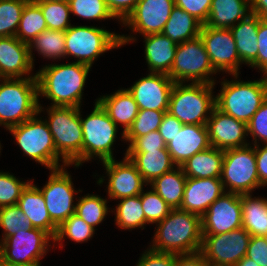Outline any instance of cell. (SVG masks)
Listing matches in <instances>:
<instances>
[{"instance_id": "1", "label": "cell", "mask_w": 267, "mask_h": 266, "mask_svg": "<svg viewBox=\"0 0 267 266\" xmlns=\"http://www.w3.org/2000/svg\"><path fill=\"white\" fill-rule=\"evenodd\" d=\"M90 69L91 66L79 62L45 65L35 73L38 96L51 100V106L80 108Z\"/></svg>"}, {"instance_id": "2", "label": "cell", "mask_w": 267, "mask_h": 266, "mask_svg": "<svg viewBox=\"0 0 267 266\" xmlns=\"http://www.w3.org/2000/svg\"><path fill=\"white\" fill-rule=\"evenodd\" d=\"M156 228L150 249L176 255L200 252L203 237L201 216L172 209Z\"/></svg>"}, {"instance_id": "3", "label": "cell", "mask_w": 267, "mask_h": 266, "mask_svg": "<svg viewBox=\"0 0 267 266\" xmlns=\"http://www.w3.org/2000/svg\"><path fill=\"white\" fill-rule=\"evenodd\" d=\"M0 125L9 128L40 114L38 83L36 77L1 78Z\"/></svg>"}, {"instance_id": "4", "label": "cell", "mask_w": 267, "mask_h": 266, "mask_svg": "<svg viewBox=\"0 0 267 266\" xmlns=\"http://www.w3.org/2000/svg\"><path fill=\"white\" fill-rule=\"evenodd\" d=\"M223 80L221 91L215 97L216 107L246 124L267 99V76L255 81ZM236 79V80H235Z\"/></svg>"}, {"instance_id": "5", "label": "cell", "mask_w": 267, "mask_h": 266, "mask_svg": "<svg viewBox=\"0 0 267 266\" xmlns=\"http://www.w3.org/2000/svg\"><path fill=\"white\" fill-rule=\"evenodd\" d=\"M131 41H136L133 35H120L95 26L71 25L65 31L66 56H72L77 59L76 62L91 67L102 53L120 48Z\"/></svg>"}, {"instance_id": "6", "label": "cell", "mask_w": 267, "mask_h": 266, "mask_svg": "<svg viewBox=\"0 0 267 266\" xmlns=\"http://www.w3.org/2000/svg\"><path fill=\"white\" fill-rule=\"evenodd\" d=\"M50 107V108H49ZM47 109L49 130L57 153L69 165L79 167L83 163V131L78 107L49 106Z\"/></svg>"}, {"instance_id": "7", "label": "cell", "mask_w": 267, "mask_h": 266, "mask_svg": "<svg viewBox=\"0 0 267 266\" xmlns=\"http://www.w3.org/2000/svg\"><path fill=\"white\" fill-rule=\"evenodd\" d=\"M215 84L174 83L168 113L183 124L206 125L216 106L212 89Z\"/></svg>"}, {"instance_id": "8", "label": "cell", "mask_w": 267, "mask_h": 266, "mask_svg": "<svg viewBox=\"0 0 267 266\" xmlns=\"http://www.w3.org/2000/svg\"><path fill=\"white\" fill-rule=\"evenodd\" d=\"M37 116L39 115L36 114L21 124L9 128V132L24 154L49 170L69 166L65 160L60 159L47 122ZM59 161L63 162L61 166Z\"/></svg>"}, {"instance_id": "9", "label": "cell", "mask_w": 267, "mask_h": 266, "mask_svg": "<svg viewBox=\"0 0 267 266\" xmlns=\"http://www.w3.org/2000/svg\"><path fill=\"white\" fill-rule=\"evenodd\" d=\"M50 240L53 241L54 238L40 228L18 230L0 243V265H40L41 258L51 246Z\"/></svg>"}, {"instance_id": "10", "label": "cell", "mask_w": 267, "mask_h": 266, "mask_svg": "<svg viewBox=\"0 0 267 266\" xmlns=\"http://www.w3.org/2000/svg\"><path fill=\"white\" fill-rule=\"evenodd\" d=\"M83 131V163L96 157L101 160H113L112 147L116 141L118 126L107 112L96 101L93 111L86 117H81Z\"/></svg>"}, {"instance_id": "11", "label": "cell", "mask_w": 267, "mask_h": 266, "mask_svg": "<svg viewBox=\"0 0 267 266\" xmlns=\"http://www.w3.org/2000/svg\"><path fill=\"white\" fill-rule=\"evenodd\" d=\"M200 35L177 45L175 59L168 77L175 83L216 84V74Z\"/></svg>"}, {"instance_id": "12", "label": "cell", "mask_w": 267, "mask_h": 266, "mask_svg": "<svg viewBox=\"0 0 267 266\" xmlns=\"http://www.w3.org/2000/svg\"><path fill=\"white\" fill-rule=\"evenodd\" d=\"M221 181L224 189H229L227 192L239 195L251 194L261 187L254 145L224 151Z\"/></svg>"}, {"instance_id": "13", "label": "cell", "mask_w": 267, "mask_h": 266, "mask_svg": "<svg viewBox=\"0 0 267 266\" xmlns=\"http://www.w3.org/2000/svg\"><path fill=\"white\" fill-rule=\"evenodd\" d=\"M250 233L243 227L216 235H203L200 253L208 263L235 266L247 252Z\"/></svg>"}, {"instance_id": "14", "label": "cell", "mask_w": 267, "mask_h": 266, "mask_svg": "<svg viewBox=\"0 0 267 266\" xmlns=\"http://www.w3.org/2000/svg\"><path fill=\"white\" fill-rule=\"evenodd\" d=\"M67 166L50 170L47 184L40 189L52 222L59 227L67 218L75 214V193L71 175L65 170Z\"/></svg>"}, {"instance_id": "15", "label": "cell", "mask_w": 267, "mask_h": 266, "mask_svg": "<svg viewBox=\"0 0 267 266\" xmlns=\"http://www.w3.org/2000/svg\"><path fill=\"white\" fill-rule=\"evenodd\" d=\"M200 37L205 45L211 64L216 72L239 74L240 61L236 43L229 28H214L203 25Z\"/></svg>"}, {"instance_id": "16", "label": "cell", "mask_w": 267, "mask_h": 266, "mask_svg": "<svg viewBox=\"0 0 267 266\" xmlns=\"http://www.w3.org/2000/svg\"><path fill=\"white\" fill-rule=\"evenodd\" d=\"M241 195L225 192L201 216L202 234L216 235L242 227Z\"/></svg>"}, {"instance_id": "17", "label": "cell", "mask_w": 267, "mask_h": 266, "mask_svg": "<svg viewBox=\"0 0 267 266\" xmlns=\"http://www.w3.org/2000/svg\"><path fill=\"white\" fill-rule=\"evenodd\" d=\"M174 7V0H139L122 24L143 36L162 33Z\"/></svg>"}, {"instance_id": "18", "label": "cell", "mask_w": 267, "mask_h": 266, "mask_svg": "<svg viewBox=\"0 0 267 266\" xmlns=\"http://www.w3.org/2000/svg\"><path fill=\"white\" fill-rule=\"evenodd\" d=\"M174 83L166 74L150 73L127 90L133 96L139 110L168 111Z\"/></svg>"}, {"instance_id": "19", "label": "cell", "mask_w": 267, "mask_h": 266, "mask_svg": "<svg viewBox=\"0 0 267 266\" xmlns=\"http://www.w3.org/2000/svg\"><path fill=\"white\" fill-rule=\"evenodd\" d=\"M108 176L107 193L110 199H123L140 195L144 185H148L136 166L125 156L122 161L101 162Z\"/></svg>"}, {"instance_id": "20", "label": "cell", "mask_w": 267, "mask_h": 266, "mask_svg": "<svg viewBox=\"0 0 267 266\" xmlns=\"http://www.w3.org/2000/svg\"><path fill=\"white\" fill-rule=\"evenodd\" d=\"M211 147L220 150L234 149L251 145L245 141L247 124L223 113L216 106L206 123Z\"/></svg>"}, {"instance_id": "21", "label": "cell", "mask_w": 267, "mask_h": 266, "mask_svg": "<svg viewBox=\"0 0 267 266\" xmlns=\"http://www.w3.org/2000/svg\"><path fill=\"white\" fill-rule=\"evenodd\" d=\"M225 192L221 178H187L180 210L202 216Z\"/></svg>"}, {"instance_id": "22", "label": "cell", "mask_w": 267, "mask_h": 266, "mask_svg": "<svg viewBox=\"0 0 267 266\" xmlns=\"http://www.w3.org/2000/svg\"><path fill=\"white\" fill-rule=\"evenodd\" d=\"M33 67L29 44L16 36L0 37V78L36 77L30 75Z\"/></svg>"}, {"instance_id": "23", "label": "cell", "mask_w": 267, "mask_h": 266, "mask_svg": "<svg viewBox=\"0 0 267 266\" xmlns=\"http://www.w3.org/2000/svg\"><path fill=\"white\" fill-rule=\"evenodd\" d=\"M211 147L206 125L184 124L166 148L176 166H182L196 153Z\"/></svg>"}, {"instance_id": "24", "label": "cell", "mask_w": 267, "mask_h": 266, "mask_svg": "<svg viewBox=\"0 0 267 266\" xmlns=\"http://www.w3.org/2000/svg\"><path fill=\"white\" fill-rule=\"evenodd\" d=\"M17 206L34 228H40L55 237L58 227L49 216L40 188L33 184L32 180L22 190Z\"/></svg>"}, {"instance_id": "25", "label": "cell", "mask_w": 267, "mask_h": 266, "mask_svg": "<svg viewBox=\"0 0 267 266\" xmlns=\"http://www.w3.org/2000/svg\"><path fill=\"white\" fill-rule=\"evenodd\" d=\"M143 37L149 73L168 75L175 59L177 44L162 33L148 34Z\"/></svg>"}, {"instance_id": "26", "label": "cell", "mask_w": 267, "mask_h": 266, "mask_svg": "<svg viewBox=\"0 0 267 266\" xmlns=\"http://www.w3.org/2000/svg\"><path fill=\"white\" fill-rule=\"evenodd\" d=\"M96 101L117 126L118 124L123 125L122 139L124 140V134L131 127L139 111L133 96L123 88L114 94L101 96Z\"/></svg>"}, {"instance_id": "27", "label": "cell", "mask_w": 267, "mask_h": 266, "mask_svg": "<svg viewBox=\"0 0 267 266\" xmlns=\"http://www.w3.org/2000/svg\"><path fill=\"white\" fill-rule=\"evenodd\" d=\"M124 154L136 166L147 184L176 167L167 148Z\"/></svg>"}, {"instance_id": "28", "label": "cell", "mask_w": 267, "mask_h": 266, "mask_svg": "<svg viewBox=\"0 0 267 266\" xmlns=\"http://www.w3.org/2000/svg\"><path fill=\"white\" fill-rule=\"evenodd\" d=\"M261 18L250 13L246 18L230 28L232 31L240 61L250 66L257 59L258 26Z\"/></svg>"}, {"instance_id": "29", "label": "cell", "mask_w": 267, "mask_h": 266, "mask_svg": "<svg viewBox=\"0 0 267 266\" xmlns=\"http://www.w3.org/2000/svg\"><path fill=\"white\" fill-rule=\"evenodd\" d=\"M250 13V0H212L210 13L204 25L230 29Z\"/></svg>"}, {"instance_id": "30", "label": "cell", "mask_w": 267, "mask_h": 266, "mask_svg": "<svg viewBox=\"0 0 267 266\" xmlns=\"http://www.w3.org/2000/svg\"><path fill=\"white\" fill-rule=\"evenodd\" d=\"M224 151L210 147L196 153L181 167L187 178H221Z\"/></svg>"}, {"instance_id": "31", "label": "cell", "mask_w": 267, "mask_h": 266, "mask_svg": "<svg viewBox=\"0 0 267 266\" xmlns=\"http://www.w3.org/2000/svg\"><path fill=\"white\" fill-rule=\"evenodd\" d=\"M187 177L181 166L164 173L149 185L170 206L180 209Z\"/></svg>"}, {"instance_id": "32", "label": "cell", "mask_w": 267, "mask_h": 266, "mask_svg": "<svg viewBox=\"0 0 267 266\" xmlns=\"http://www.w3.org/2000/svg\"><path fill=\"white\" fill-rule=\"evenodd\" d=\"M203 24L186 11L175 6L165 24L162 34L175 44H181L200 35Z\"/></svg>"}, {"instance_id": "33", "label": "cell", "mask_w": 267, "mask_h": 266, "mask_svg": "<svg viewBox=\"0 0 267 266\" xmlns=\"http://www.w3.org/2000/svg\"><path fill=\"white\" fill-rule=\"evenodd\" d=\"M242 227L251 236H263L267 233V198L241 195Z\"/></svg>"}, {"instance_id": "34", "label": "cell", "mask_w": 267, "mask_h": 266, "mask_svg": "<svg viewBox=\"0 0 267 266\" xmlns=\"http://www.w3.org/2000/svg\"><path fill=\"white\" fill-rule=\"evenodd\" d=\"M65 32L59 30H44L37 35L29 44V54L32 65L34 66L33 49L37 50L40 55L48 59H61L66 57L65 49Z\"/></svg>"}, {"instance_id": "35", "label": "cell", "mask_w": 267, "mask_h": 266, "mask_svg": "<svg viewBox=\"0 0 267 266\" xmlns=\"http://www.w3.org/2000/svg\"><path fill=\"white\" fill-rule=\"evenodd\" d=\"M115 210V225L118 228L135 229L146 225L145 213L142 207L141 194L133 197L120 199Z\"/></svg>"}, {"instance_id": "36", "label": "cell", "mask_w": 267, "mask_h": 266, "mask_svg": "<svg viewBox=\"0 0 267 266\" xmlns=\"http://www.w3.org/2000/svg\"><path fill=\"white\" fill-rule=\"evenodd\" d=\"M44 30H47V24L40 6L28 1L22 12L16 37L20 41L30 44Z\"/></svg>"}, {"instance_id": "37", "label": "cell", "mask_w": 267, "mask_h": 266, "mask_svg": "<svg viewBox=\"0 0 267 266\" xmlns=\"http://www.w3.org/2000/svg\"><path fill=\"white\" fill-rule=\"evenodd\" d=\"M108 209L107 199L99 195L87 194L77 199L75 214L95 229V226L100 224L110 212Z\"/></svg>"}, {"instance_id": "38", "label": "cell", "mask_w": 267, "mask_h": 266, "mask_svg": "<svg viewBox=\"0 0 267 266\" xmlns=\"http://www.w3.org/2000/svg\"><path fill=\"white\" fill-rule=\"evenodd\" d=\"M95 230L97 229L88 225L82 218L72 214L58 227L53 243L61 244L60 241H63L66 236L76 243L87 242L91 237L93 238Z\"/></svg>"}, {"instance_id": "39", "label": "cell", "mask_w": 267, "mask_h": 266, "mask_svg": "<svg viewBox=\"0 0 267 266\" xmlns=\"http://www.w3.org/2000/svg\"><path fill=\"white\" fill-rule=\"evenodd\" d=\"M29 0H0V37L16 36L21 15Z\"/></svg>"}, {"instance_id": "40", "label": "cell", "mask_w": 267, "mask_h": 266, "mask_svg": "<svg viewBox=\"0 0 267 266\" xmlns=\"http://www.w3.org/2000/svg\"><path fill=\"white\" fill-rule=\"evenodd\" d=\"M46 20L47 29L66 31L71 23L69 22L70 8L65 1H43L37 3Z\"/></svg>"}, {"instance_id": "41", "label": "cell", "mask_w": 267, "mask_h": 266, "mask_svg": "<svg viewBox=\"0 0 267 266\" xmlns=\"http://www.w3.org/2000/svg\"><path fill=\"white\" fill-rule=\"evenodd\" d=\"M166 112L147 109L139 110L131 127L124 134V141L130 143L136 137H141L152 131L159 130V126Z\"/></svg>"}, {"instance_id": "42", "label": "cell", "mask_w": 267, "mask_h": 266, "mask_svg": "<svg viewBox=\"0 0 267 266\" xmlns=\"http://www.w3.org/2000/svg\"><path fill=\"white\" fill-rule=\"evenodd\" d=\"M0 227L4 231L0 243L7 237L14 235L18 230L33 228L17 205L0 207Z\"/></svg>"}, {"instance_id": "43", "label": "cell", "mask_w": 267, "mask_h": 266, "mask_svg": "<svg viewBox=\"0 0 267 266\" xmlns=\"http://www.w3.org/2000/svg\"><path fill=\"white\" fill-rule=\"evenodd\" d=\"M68 4L71 13L81 18L88 20L114 19L105 0H69Z\"/></svg>"}, {"instance_id": "44", "label": "cell", "mask_w": 267, "mask_h": 266, "mask_svg": "<svg viewBox=\"0 0 267 266\" xmlns=\"http://www.w3.org/2000/svg\"><path fill=\"white\" fill-rule=\"evenodd\" d=\"M142 207L145 213L146 224L161 222L172 210L170 206L151 188L141 193Z\"/></svg>"}, {"instance_id": "45", "label": "cell", "mask_w": 267, "mask_h": 266, "mask_svg": "<svg viewBox=\"0 0 267 266\" xmlns=\"http://www.w3.org/2000/svg\"><path fill=\"white\" fill-rule=\"evenodd\" d=\"M30 181H20L9 172H0V207L17 205L22 190Z\"/></svg>"}, {"instance_id": "46", "label": "cell", "mask_w": 267, "mask_h": 266, "mask_svg": "<svg viewBox=\"0 0 267 266\" xmlns=\"http://www.w3.org/2000/svg\"><path fill=\"white\" fill-rule=\"evenodd\" d=\"M247 134L253 137L254 146L259 145V141L267 144V99L247 123Z\"/></svg>"}, {"instance_id": "47", "label": "cell", "mask_w": 267, "mask_h": 266, "mask_svg": "<svg viewBox=\"0 0 267 266\" xmlns=\"http://www.w3.org/2000/svg\"><path fill=\"white\" fill-rule=\"evenodd\" d=\"M128 145L126 152H148V150L166 149V143L158 130L136 137Z\"/></svg>"}, {"instance_id": "48", "label": "cell", "mask_w": 267, "mask_h": 266, "mask_svg": "<svg viewBox=\"0 0 267 266\" xmlns=\"http://www.w3.org/2000/svg\"><path fill=\"white\" fill-rule=\"evenodd\" d=\"M175 6L195 17L203 25L206 23L212 0H174Z\"/></svg>"}, {"instance_id": "49", "label": "cell", "mask_w": 267, "mask_h": 266, "mask_svg": "<svg viewBox=\"0 0 267 266\" xmlns=\"http://www.w3.org/2000/svg\"><path fill=\"white\" fill-rule=\"evenodd\" d=\"M258 52L257 59L250 65L262 71L263 76H267V21L261 19L257 32Z\"/></svg>"}, {"instance_id": "50", "label": "cell", "mask_w": 267, "mask_h": 266, "mask_svg": "<svg viewBox=\"0 0 267 266\" xmlns=\"http://www.w3.org/2000/svg\"><path fill=\"white\" fill-rule=\"evenodd\" d=\"M136 266H176V254L158 252L148 248Z\"/></svg>"}, {"instance_id": "51", "label": "cell", "mask_w": 267, "mask_h": 266, "mask_svg": "<svg viewBox=\"0 0 267 266\" xmlns=\"http://www.w3.org/2000/svg\"><path fill=\"white\" fill-rule=\"evenodd\" d=\"M245 256L259 266H267V243L262 236H251Z\"/></svg>"}, {"instance_id": "52", "label": "cell", "mask_w": 267, "mask_h": 266, "mask_svg": "<svg viewBox=\"0 0 267 266\" xmlns=\"http://www.w3.org/2000/svg\"><path fill=\"white\" fill-rule=\"evenodd\" d=\"M139 0H105L106 6L115 19L122 23L135 9Z\"/></svg>"}, {"instance_id": "53", "label": "cell", "mask_w": 267, "mask_h": 266, "mask_svg": "<svg viewBox=\"0 0 267 266\" xmlns=\"http://www.w3.org/2000/svg\"><path fill=\"white\" fill-rule=\"evenodd\" d=\"M183 125L184 124L181 123L176 117L166 112L158 131L167 144L173 140V137L177 134V132H180Z\"/></svg>"}, {"instance_id": "54", "label": "cell", "mask_w": 267, "mask_h": 266, "mask_svg": "<svg viewBox=\"0 0 267 266\" xmlns=\"http://www.w3.org/2000/svg\"><path fill=\"white\" fill-rule=\"evenodd\" d=\"M254 146L258 178L261 187L267 186V144Z\"/></svg>"}, {"instance_id": "55", "label": "cell", "mask_w": 267, "mask_h": 266, "mask_svg": "<svg viewBox=\"0 0 267 266\" xmlns=\"http://www.w3.org/2000/svg\"><path fill=\"white\" fill-rule=\"evenodd\" d=\"M176 266H208L200 252L176 255Z\"/></svg>"}, {"instance_id": "56", "label": "cell", "mask_w": 267, "mask_h": 266, "mask_svg": "<svg viewBox=\"0 0 267 266\" xmlns=\"http://www.w3.org/2000/svg\"><path fill=\"white\" fill-rule=\"evenodd\" d=\"M251 13L267 21V0H250Z\"/></svg>"}, {"instance_id": "57", "label": "cell", "mask_w": 267, "mask_h": 266, "mask_svg": "<svg viewBox=\"0 0 267 266\" xmlns=\"http://www.w3.org/2000/svg\"><path fill=\"white\" fill-rule=\"evenodd\" d=\"M235 266H259L254 260L244 256Z\"/></svg>"}, {"instance_id": "58", "label": "cell", "mask_w": 267, "mask_h": 266, "mask_svg": "<svg viewBox=\"0 0 267 266\" xmlns=\"http://www.w3.org/2000/svg\"><path fill=\"white\" fill-rule=\"evenodd\" d=\"M33 3L43 2V1H65L68 2L69 0H29Z\"/></svg>"}, {"instance_id": "59", "label": "cell", "mask_w": 267, "mask_h": 266, "mask_svg": "<svg viewBox=\"0 0 267 266\" xmlns=\"http://www.w3.org/2000/svg\"><path fill=\"white\" fill-rule=\"evenodd\" d=\"M208 266H225V265H217V264L208 263Z\"/></svg>"}, {"instance_id": "60", "label": "cell", "mask_w": 267, "mask_h": 266, "mask_svg": "<svg viewBox=\"0 0 267 266\" xmlns=\"http://www.w3.org/2000/svg\"><path fill=\"white\" fill-rule=\"evenodd\" d=\"M262 237L265 240V242L267 243V233L265 235H263Z\"/></svg>"}]
</instances>
